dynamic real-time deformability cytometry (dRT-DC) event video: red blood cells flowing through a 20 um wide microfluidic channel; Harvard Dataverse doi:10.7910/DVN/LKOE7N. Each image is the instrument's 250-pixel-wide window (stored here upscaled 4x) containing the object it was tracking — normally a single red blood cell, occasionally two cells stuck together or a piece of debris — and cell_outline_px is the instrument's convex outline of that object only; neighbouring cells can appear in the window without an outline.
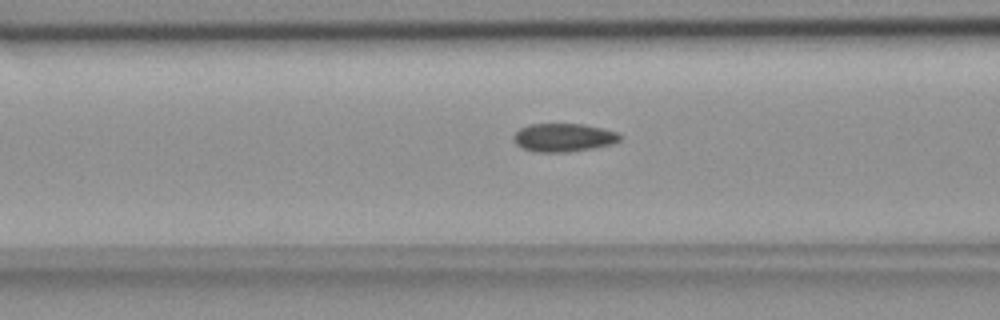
{"species": "common noctule bat (a hibernating species)", "species_latin": "Nyctalus noctula", "temperature_condition": "room temperature", "stored_images_in_passage": 55, "camera_frame_rate_fps": 3000, "um_per_image_px": 0.085, "animal": {"sex": "female", "body_mass_g": 18.4}, "frame": {"image": 1, "passage_image": 22, "time_ms": 7.0, "image_size_px": [1000, 320], "cell_outline_px": [[620, 140], [612, 144], [596, 148], [568, 152], [540, 152], [524, 148], [516, 144], [512, 140], [512, 136], [520, 128], [528, 124], [584, 124], [604, 128], [616, 132], [620, 136]], "centroid_in_image_um": [47.9, 11.69], "position_along_channel_um": 118.7, "area_um2": 17.63}}
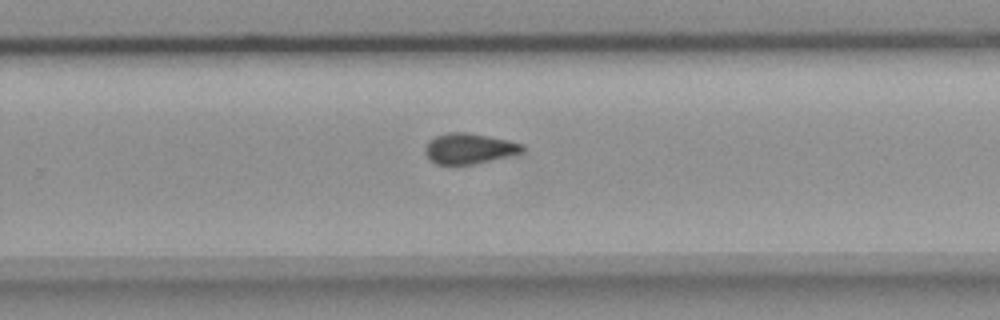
{"frame": {"image": 2, "passage_image": 36, "time_ms": 11.667, "image_size_px": [1000, 320], "cell_outline_px": [[524, 152], [476, 164], [436, 164], [424, 152], [424, 148], [428, 140], [436, 136], [448, 132], [468, 132], [508, 140], [524, 144]], "centroid_in_image_um": [39.89, 12.62], "position_along_channel_um": 289.9, "area_um2": 17.34}}
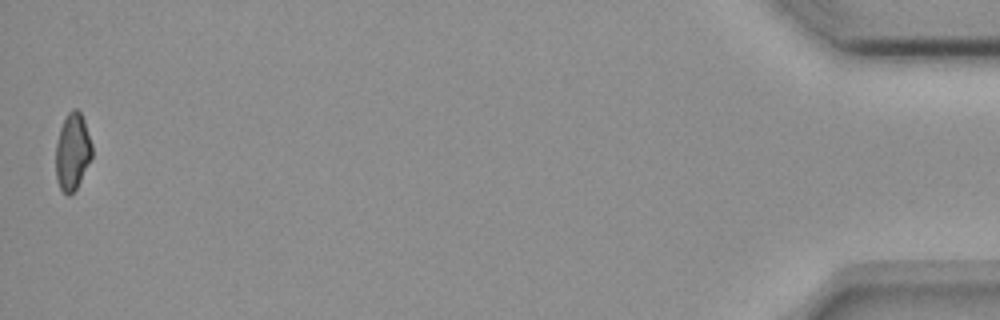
{"frame": {"image": 3, "passage_image": 55, "time_ms": 18.0, "image_size_px": [1000, 320], "cell_outline_px": [[92, 156], [76, 188], [68, 196], [60, 188], [56, 180], [56, 144], [60, 128], [68, 112], [72, 108], [76, 108], [80, 112], [84, 120], [92, 144]], "centroid_in_image_um": [6.15, 12.87], "position_along_channel_um": 429.0, "area_um2": 16.07}, "authors_computed_cell_mechanics": {"area_um2": 17.34, "velocity_mm_per_s": 3.6789, "shape_relaxation_time_tau1_ms": null, "shape_relaxation_time_tau2_ms": 3.8881, "deformation_change_tau1": null, "deformation_change_tau2": 0.0731}}